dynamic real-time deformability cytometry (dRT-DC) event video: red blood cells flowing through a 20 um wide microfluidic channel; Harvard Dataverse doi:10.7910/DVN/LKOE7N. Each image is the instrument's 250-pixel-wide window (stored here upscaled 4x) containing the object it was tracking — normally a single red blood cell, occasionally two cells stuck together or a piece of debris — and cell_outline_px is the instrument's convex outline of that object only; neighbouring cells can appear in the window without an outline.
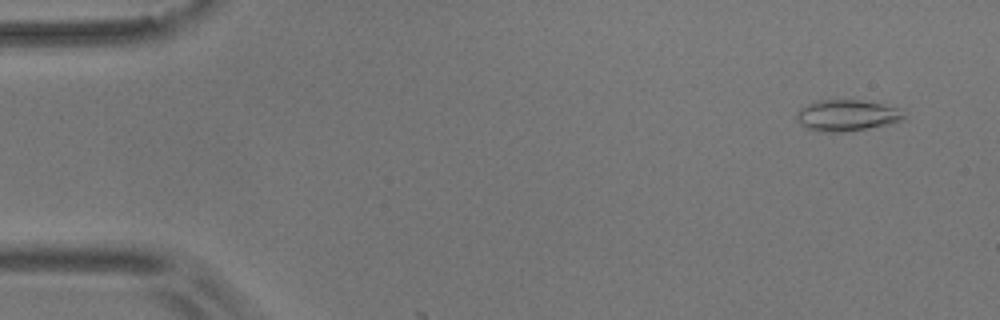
{"species": "common noctule bat (a hibernating species)", "species_latin": "Nyctalus noctula", "temperature_condition": "room temperature", "stored_images_in_passage": 7, "camera_frame_rate_fps": 3000, "um_per_image_px": 0.085, "animal": {"sex": "male", "body_mass_g": 17.9}, "frame": {"image": 1, "passage_image": 4, "time_ms": 1.0, "image_size_px": [1000, 320], "cell_outline_px": [[908, 116], [904, 120], [888, 124], [840, 132], [824, 132], [804, 128], [796, 120], [796, 112], [800, 108], [816, 100], [864, 100], [904, 108]], "centroid_in_image_um": [72.03, 9.79], "position_along_channel_um": 13.0, "area_um2": 19.94}}